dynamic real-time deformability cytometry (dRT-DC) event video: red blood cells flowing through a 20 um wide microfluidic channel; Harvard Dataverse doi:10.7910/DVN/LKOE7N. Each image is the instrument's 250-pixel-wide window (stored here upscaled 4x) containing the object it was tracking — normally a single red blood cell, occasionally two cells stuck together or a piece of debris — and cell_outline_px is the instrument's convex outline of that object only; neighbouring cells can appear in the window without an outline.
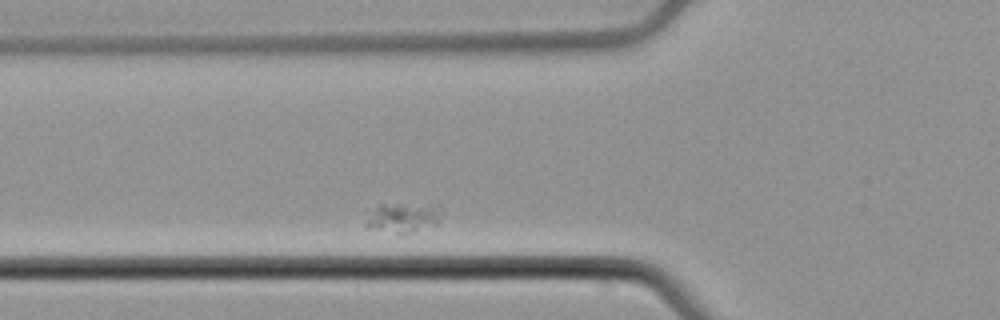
{"species": "common noctule bat (a hibernating species)", "species_latin": "Nyctalus noctula", "temperature_condition": "cold", "stored_images_in_passage": 31, "camera_frame_rate_fps": 3000, "um_per_image_px": 0.085, "animal": {"sex": "male", "body_mass_g": 21.5, "forearm_length_mm": 52.0}, "frame": {"image": 1, "passage_image": 5, "time_ms": 1.333, "image_size_px": [1000, 320], "cell_outline_px": [[444, 212], [436, 224], [404, 232], [400, 232], [368, 228], [364, 224], [380, 200], [440, 204]], "centroid_in_image_um": [34.3, 18.35], "position_along_channel_um": 91.5, "area_um2": 13.64}}
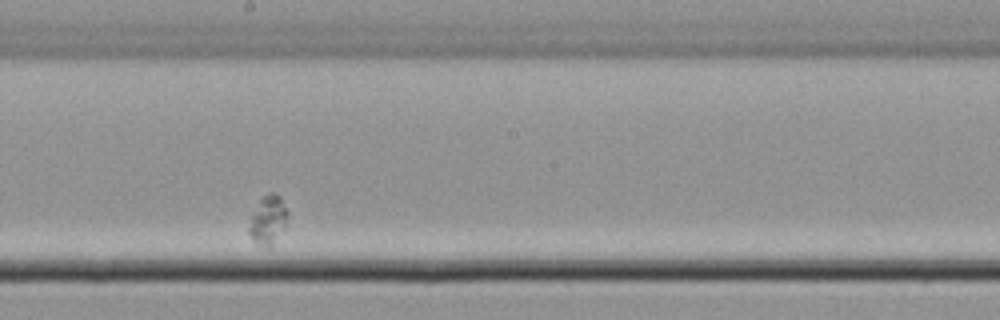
{"frame": {"image": 2, "passage_image": 17, "time_ms": 5.333, "image_size_px": [1000, 320], "cell_outline_px": [[288, 216], [284, 228], [272, 244], [268, 248], [256, 244], [248, 232], [248, 228], [252, 216], [260, 200], [268, 192], [272, 192], [280, 196], [288, 212]], "centroid_in_image_um": [22.79, 18.7], "position_along_channel_um": 225.4, "area_um2": 10.75}}
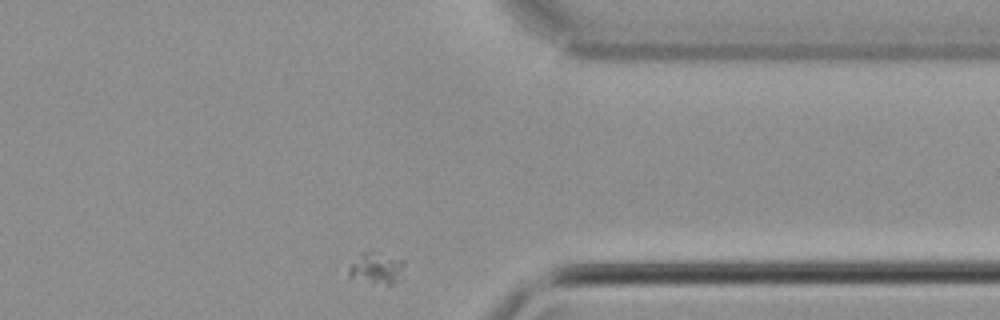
{"frame": {"image": 3, "passage_image": 31, "time_ms": 10.0, "image_size_px": [1000, 320], "cell_outline_px": [[404, 264], [400, 280], [392, 284], [384, 284], [348, 280], [348, 268], [360, 252], [364, 252], [404, 260]], "centroid_in_image_um": [31.93, 22.87], "position_along_channel_um": 379.5, "area_um2": 10.12}}